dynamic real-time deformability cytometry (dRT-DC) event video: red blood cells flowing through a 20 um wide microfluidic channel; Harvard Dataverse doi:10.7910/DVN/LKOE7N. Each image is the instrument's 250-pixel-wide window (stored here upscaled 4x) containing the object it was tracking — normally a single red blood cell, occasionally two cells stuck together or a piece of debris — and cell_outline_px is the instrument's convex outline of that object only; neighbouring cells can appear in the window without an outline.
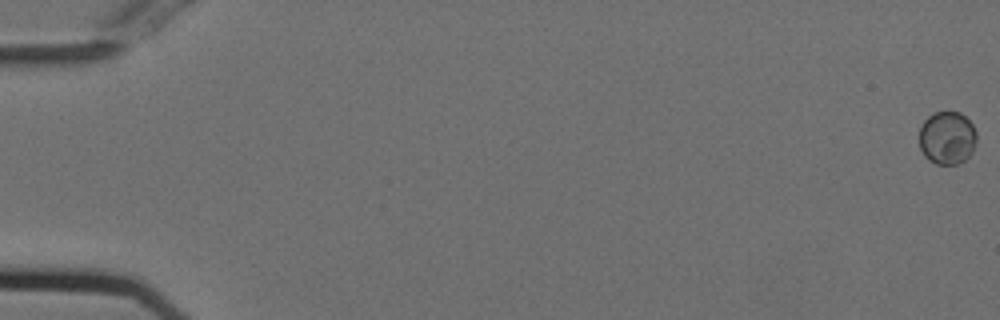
{"species": "Egyptian fruit bat (a non-hibernating species)", "species_latin": "Rousettus aegyptiacus", "temperature_condition": "cold", "stored_images_in_passage": 56, "camera_frame_rate_fps": 3000, "um_per_image_px": 0.085, "animal": {"sex": "female"}, "frame": {"image": 1, "passage_image": 1, "time_ms": 0.0, "image_size_px": [1000, 320], "cell_outline_px": [[976, 144], [972, 152], [960, 164], [936, 164], [928, 160], [924, 156], [920, 148], [920, 128], [924, 120], [932, 112], [960, 112], [972, 124], [976, 132]], "centroid_in_image_um": [80.5, 11.72], "position_along_channel_um": 4.5, "area_um2": 17.86}}
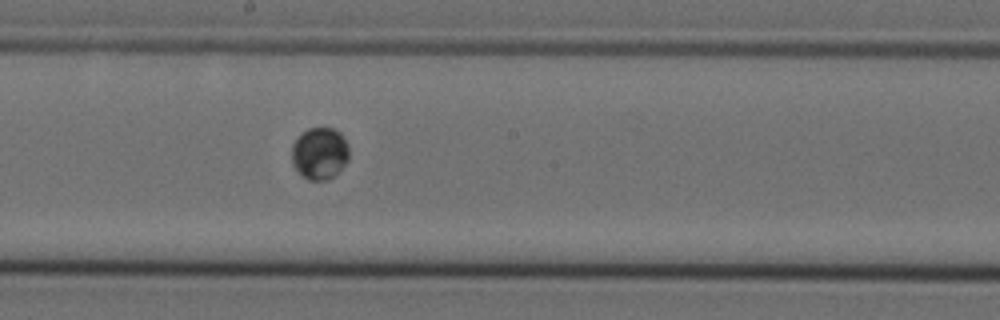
{"frame": {"image": 2, "passage_image": 32, "time_ms": 10.333, "image_size_px": [1000, 320], "cell_outline_px": [[348, 160], [336, 176], [328, 180], [308, 180], [292, 164], [292, 144], [308, 128], [332, 128], [340, 132], [348, 144]], "centroid_in_image_um": [27.2, 13.05], "position_along_channel_um": 221.0, "area_um2": 17.34}}
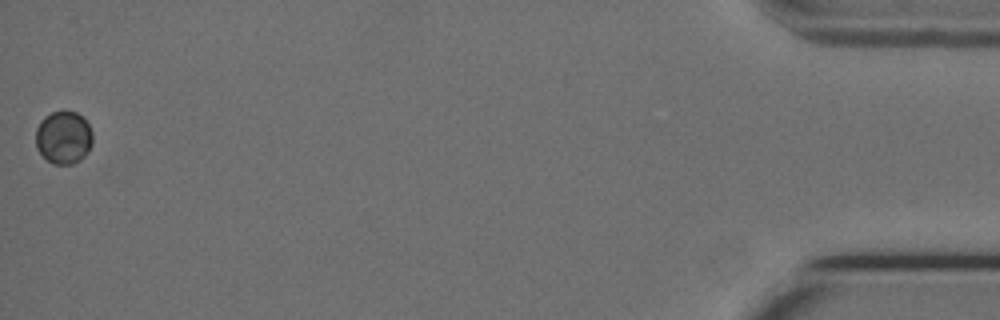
{"frame": {"image": 3, "passage_image": 56, "time_ms": 18.333, "image_size_px": [1000, 320], "cell_outline_px": [[92, 144], [88, 152], [80, 160], [72, 164], [52, 164], [36, 148], [36, 128], [40, 120], [44, 116], [52, 112], [76, 112], [88, 124], [92, 132]], "centroid_in_image_um": [5.39, 11.7], "position_along_channel_um": 429.8, "area_um2": 17.46}}